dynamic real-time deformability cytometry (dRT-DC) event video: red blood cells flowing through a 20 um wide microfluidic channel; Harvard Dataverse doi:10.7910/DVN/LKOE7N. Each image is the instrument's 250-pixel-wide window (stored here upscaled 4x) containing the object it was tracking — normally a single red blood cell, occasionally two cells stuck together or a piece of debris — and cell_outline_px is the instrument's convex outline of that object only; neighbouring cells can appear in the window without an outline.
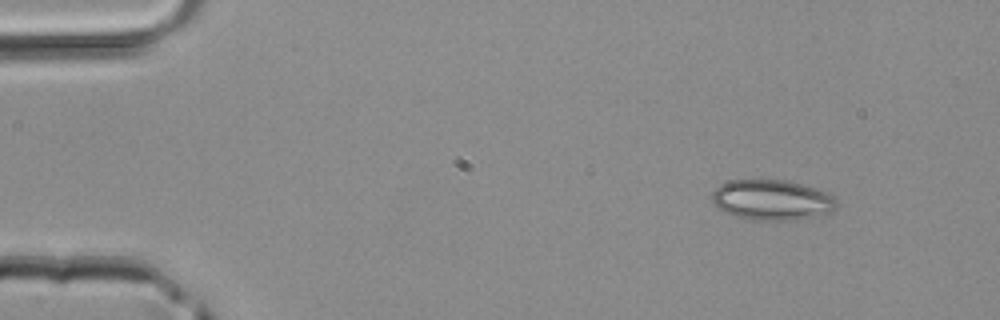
{"species": "common noctule bat (a hibernating species)", "species_latin": "Nyctalus noctula", "temperature_condition": "room temperature", "stored_images_in_passage": 2, "camera_frame_rate_fps": 3000, "um_per_image_px": 0.085, "animal": {"sex": "male", "body_mass_g": 20.4}, "frame": {"image": 1, "passage_image": 1, "time_ms": 0.0, "image_size_px": [1000, 320], "cell_outline_px": [[840, 204], [832, 212], [812, 216], [788, 220], [748, 220], [732, 216], [724, 212], [712, 200], [712, 192], [720, 184], [728, 180], [788, 180], [816, 188], [828, 192], [836, 196]], "centroid_in_image_um": [65.65, 16.99], "position_along_channel_um": 19.3, "area_um2": 29.65}}